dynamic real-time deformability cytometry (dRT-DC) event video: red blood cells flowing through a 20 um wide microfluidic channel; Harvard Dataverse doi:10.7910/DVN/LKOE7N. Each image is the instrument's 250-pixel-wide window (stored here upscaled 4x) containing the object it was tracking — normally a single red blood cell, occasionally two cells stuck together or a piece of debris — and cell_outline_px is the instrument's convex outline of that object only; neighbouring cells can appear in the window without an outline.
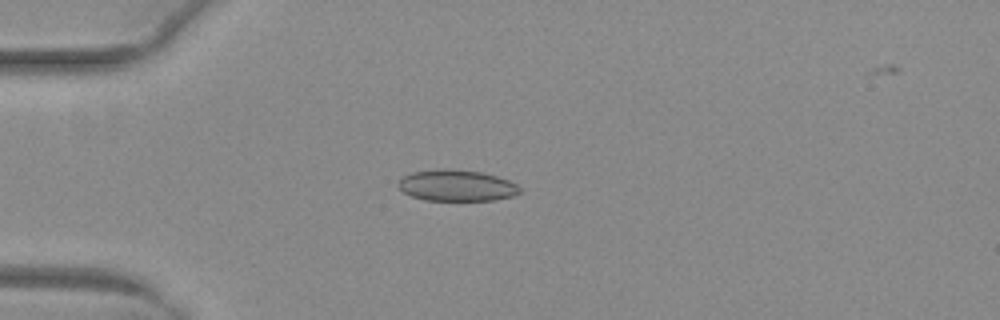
{"species": "common noctule bat (a hibernating species)", "species_latin": "Nyctalus noctula", "temperature_condition": "warm", "stored_images_in_passage": 51, "camera_frame_rate_fps": 3000, "um_per_image_px": 0.085, "animal": {"sex": "female", "body_mass_g": 29.2, "forearm_length_mm": 56.3}, "frame": {"image": 1, "passage_image": 14, "time_ms": 4.333, "image_size_px": [1000, 320], "cell_outline_px": [[520, 192], [512, 196], [496, 200], [424, 200], [412, 196], [404, 192], [396, 184], [404, 176], [412, 172], [440, 168], [448, 168], [480, 172], [496, 176], [508, 180], [516, 184], [520, 188]], "centroid_in_image_um": [38.8, 15.76], "position_along_channel_um": 46.2, "area_um2": 22.08}}
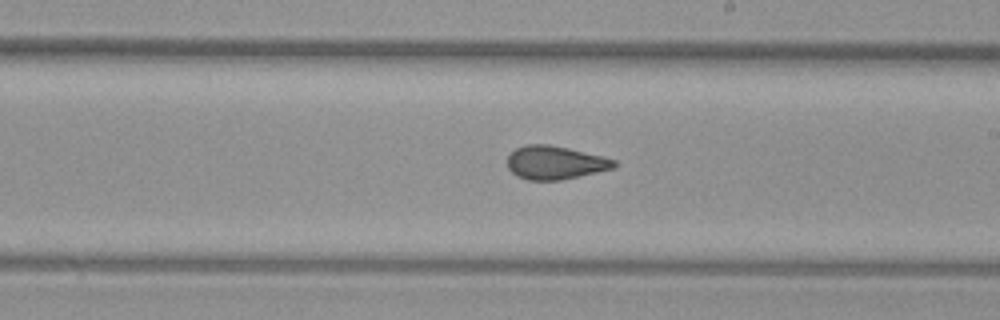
{"frame": {"image": 2, "passage_image": 30, "time_ms": 9.667, "image_size_px": [1000, 320], "cell_outline_px": [[616, 164], [612, 168], [596, 172], [560, 180], [528, 180], [516, 176], [508, 168], [508, 156], [516, 148], [524, 144], [548, 144], [568, 148], [604, 156], [616, 160]], "centroid_in_image_um": [47.16, 13.81], "position_along_channel_um": 241.8, "area_um2": 20.69}}
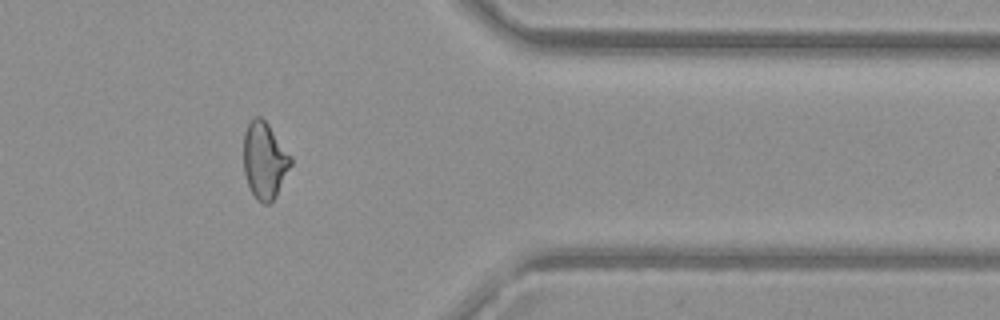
{"frame": {"image": 3, "passage_image": 42, "time_ms": 13.667, "image_size_px": [1000, 320], "cell_outline_px": [[292, 164], [276, 196], [268, 204], [264, 204], [256, 200], [248, 184], [244, 172], [244, 132], [252, 116], [260, 116], [268, 124], [292, 156]], "centroid_in_image_um": [22.49, 13.62], "position_along_channel_um": 388.9, "area_um2": 21.1}, "authors_computed_cell_mechanics": {"area_um2": 21.6172, "velocity_mm_per_s": 4.0879, "shape_relaxation_time_tau1_ms": null, "shape_relaxation_time_tau2_ms": 1.0401, "deformation_change_tau1": null, "deformation_change_tau2": 0.0779}}